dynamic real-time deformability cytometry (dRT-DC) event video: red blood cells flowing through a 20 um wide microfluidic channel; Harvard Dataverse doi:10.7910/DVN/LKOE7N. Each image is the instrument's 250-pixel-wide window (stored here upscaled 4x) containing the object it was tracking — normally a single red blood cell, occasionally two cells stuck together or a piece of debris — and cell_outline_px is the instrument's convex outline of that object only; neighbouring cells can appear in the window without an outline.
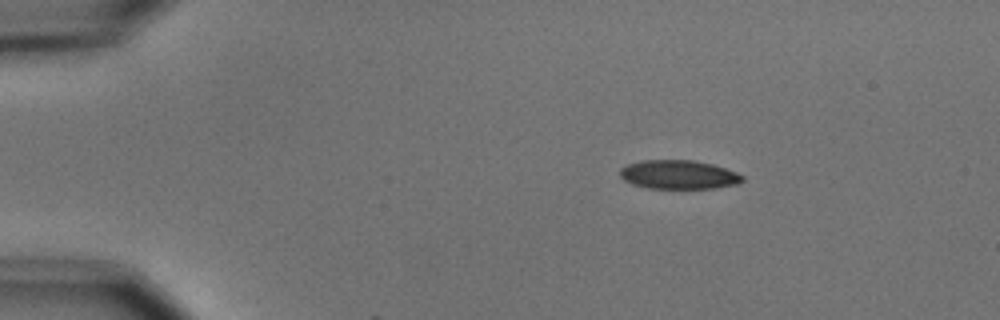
{"species": "common noctule bat (a hibernating species)", "species_latin": "Nyctalus noctula", "temperature_condition": "cold", "stored_images_in_passage": 3, "camera_frame_rate_fps": 3000, "um_per_image_px": 0.085, "animal": {"sex": "male", "body_mass_g": 15.6}, "frame": {"image": 1, "passage_image": 1, "time_ms": 0.0, "image_size_px": [1000, 320], "cell_outline_px": [[744, 180], [736, 184], [712, 188], [648, 188], [632, 184], [624, 180], [620, 176], [620, 168], [628, 164], [640, 160], [692, 160], [712, 164], [736, 172], [744, 176]], "centroid_in_image_um": [57.66, 14.84], "position_along_channel_um": 27.3, "area_um2": 20.52}}